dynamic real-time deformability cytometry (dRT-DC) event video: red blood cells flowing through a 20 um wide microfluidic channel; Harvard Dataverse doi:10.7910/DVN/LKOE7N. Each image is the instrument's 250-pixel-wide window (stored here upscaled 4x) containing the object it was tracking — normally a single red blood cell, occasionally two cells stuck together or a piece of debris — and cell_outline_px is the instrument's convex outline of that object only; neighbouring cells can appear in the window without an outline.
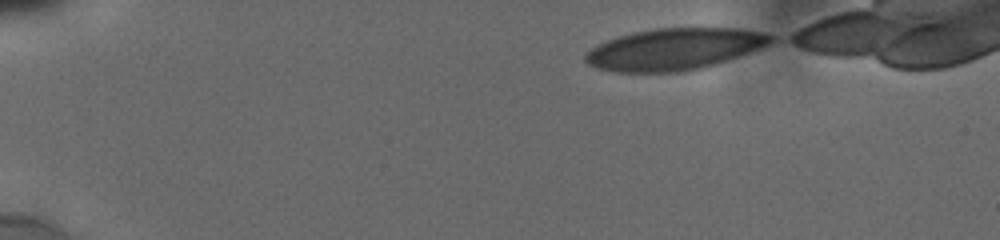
{"species": "human", "species_latin": "Homo sapiens", "temperature_condition": "cold", "stored_images_in_passage": 40, "camera_frame_rate_fps": 3000, "um_per_image_px": 0.085, "donor": {"sex": "male"}, "frame": {"image": 1, "passage_image": 1, "time_ms": 0.0, "image_size_px": [1000, 240], "cell_outline_px": [[776, 40], [760, 48], [700, 68], [676, 72], [616, 72], [596, 68], [588, 64], [584, 60], [584, 56], [592, 48], [608, 40], [632, 32], [656, 28], [740, 28], [760, 32], [776, 36]], "centroid_in_image_um": [57.3, 4.17], "position_along_channel_um": 27.7, "area_um2": 44.51}}
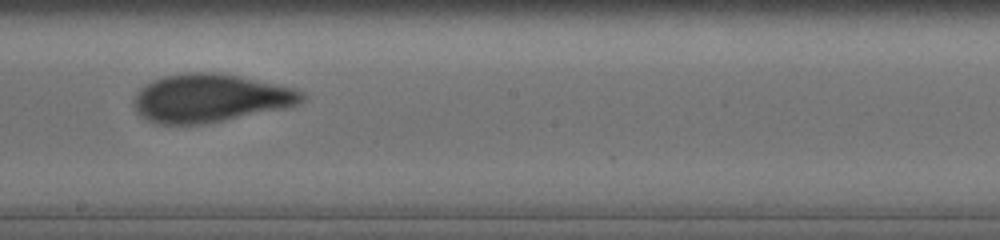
{"frame": {"image": 2, "passage_image": 24, "time_ms": 8.0, "image_size_px": [1000, 240], "cell_outline_px": [[304, 100], [296, 104], [284, 108], [204, 124], [160, 124], [148, 120], [136, 112], [136, 96], [140, 88], [144, 84], [152, 80], [164, 76], [184, 72], [216, 72], [236, 76], [292, 88], [304, 92]], "centroid_in_image_um": [17.83, 8.34], "position_along_channel_um": 230.4, "area_um2": 46.53}}
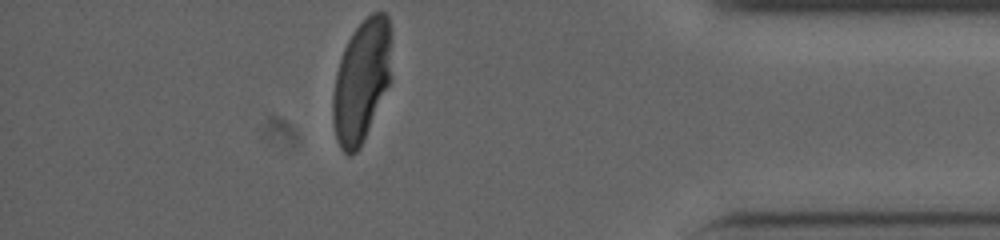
{"frame": {"image": 3, "passage_image": 39, "time_ms": 13.333, "image_size_px": [1000, 240], "cell_outline_px": [[392, 80], [364, 140], [360, 148], [352, 156], [348, 156], [340, 148], [336, 140], [332, 120], [332, 96], [336, 72], [344, 48], [352, 32], [372, 12], [384, 12], [388, 16], [392, 28]], "centroid_in_image_um": [30.76, 6.88], "position_along_channel_um": 404.4, "area_um2": 42.95}, "authors_computed_cell_mechanics": {"area_um2": 46.6446, "velocity_mm_per_s": 3.8061, "shape_relaxation_time_tau1_ms": 7.9604, "shape_relaxation_time_tau2_ms": 0.764, "deformation_change_tau1": 0.2204, "deformation_change_tau2": 0.0532}}